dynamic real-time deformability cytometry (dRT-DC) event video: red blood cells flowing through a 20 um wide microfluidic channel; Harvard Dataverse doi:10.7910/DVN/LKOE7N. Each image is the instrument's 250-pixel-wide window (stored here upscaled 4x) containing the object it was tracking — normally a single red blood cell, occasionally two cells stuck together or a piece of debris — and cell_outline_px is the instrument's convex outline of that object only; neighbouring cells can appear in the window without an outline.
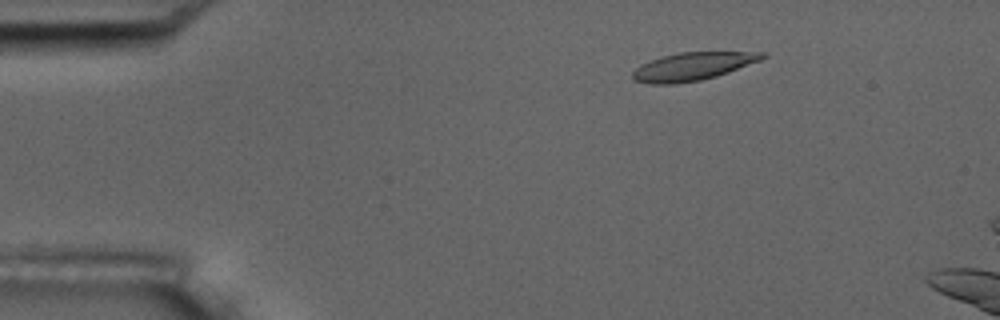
{"species": "common noctule bat (a hibernating species)", "species_latin": "Nyctalus noctula", "temperature_condition": "room temperature", "stored_images_in_passage": 5, "camera_frame_rate_fps": 3000, "um_per_image_px": 0.085, "animal": {"sex": "male", "body_mass_g": 17.5, "forearm_length_mm": 52.3}, "frame": {"image": 1, "passage_image": 3, "time_ms": 2.333, "image_size_px": [1000, 320], "cell_outline_px": [[768, 56], [760, 60], [728, 72], [716, 76], [700, 80], [676, 84], [648, 84], [632, 80], [632, 72], [640, 64], [664, 56], [680, 52], [768, 52]], "centroid_in_image_um": [58.86, 5.65], "position_along_channel_um": 26.1, "area_um2": 21.1}}